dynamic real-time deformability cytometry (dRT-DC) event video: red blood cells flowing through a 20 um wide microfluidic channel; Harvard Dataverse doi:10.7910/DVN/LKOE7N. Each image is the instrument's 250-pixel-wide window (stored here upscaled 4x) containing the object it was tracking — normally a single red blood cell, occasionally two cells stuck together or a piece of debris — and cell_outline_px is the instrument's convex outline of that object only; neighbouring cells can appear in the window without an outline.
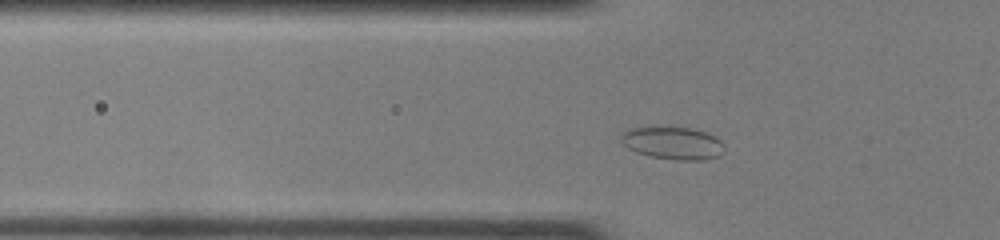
{"species": "common noctule bat (a hibernating species)", "species_latin": "Nyctalus noctula", "temperature_condition": "room temperature", "stored_images_in_passage": 40, "camera_frame_rate_fps": 3000, "um_per_image_px": 0.085, "animal": {"sex": "female", "body_mass_g": 22.0, "forearm_length_mm": 56.7}, "frame": {"image": 1, "passage_image": 7, "time_ms": 2.0, "image_size_px": [1000, 240], "cell_outline_px": [[724, 152], [720, 156], [704, 160], [676, 160], [648, 156], [636, 152], [628, 148], [620, 140], [620, 136], [628, 128], [688, 128], [704, 132], [716, 136], [724, 144]], "centroid_in_image_um": [57.22, 12.19], "position_along_channel_um": 68.6, "area_um2": 19.54}}
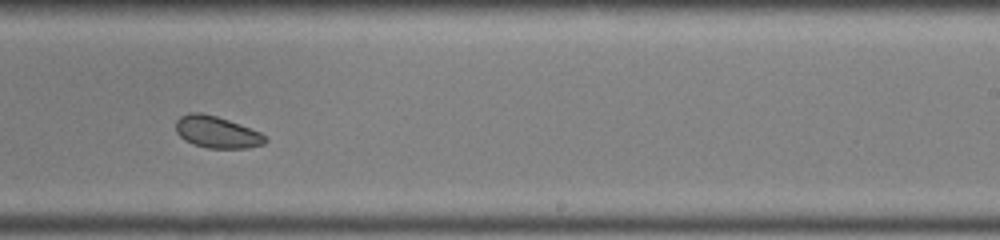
{"frame": {"image": 2, "passage_image": 22, "time_ms": 7.0, "image_size_px": [1000, 240], "cell_outline_px": [[268, 140], [264, 144], [248, 148], [208, 148], [192, 144], [184, 140], [176, 132], [176, 120], [180, 116], [188, 112], [200, 112], [216, 116], [228, 120], [260, 132]], "centroid_in_image_um": [18.4, 11.23], "position_along_channel_um": 270.6, "area_um2": 16.59}}
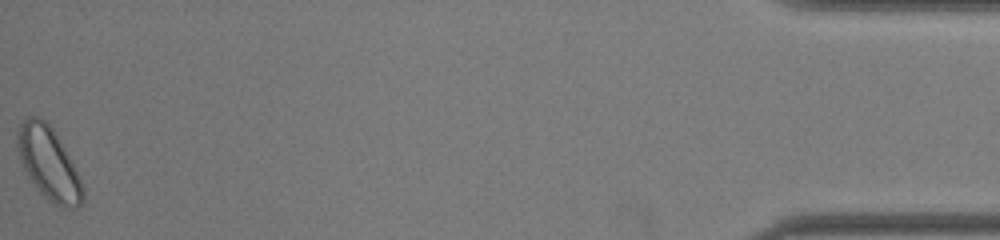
{"frame": {"image": 3, "passage_image": 40, "time_ms": 13.0, "image_size_px": [1000, 240], "cell_outline_px": [[84, 200], [76, 208], [60, 208], [48, 200], [40, 192], [24, 168], [20, 160], [16, 144], [16, 132], [20, 124], [28, 116], [40, 116], [52, 128], [76, 168], [84, 188]], "centroid_in_image_um": [4.14, 13.9], "position_along_channel_um": 431.1, "area_um2": 27.57}, "authors_computed_cell_mechanics": {"area_um2": 18.2937, "velocity_mm_per_s": 4.0665, "shape_relaxation_time_tau1_ms": null, "shape_relaxation_time_tau2_ms": 7.9288, "deformation_change_tau1": null, "deformation_change_tau2": 0.082}}